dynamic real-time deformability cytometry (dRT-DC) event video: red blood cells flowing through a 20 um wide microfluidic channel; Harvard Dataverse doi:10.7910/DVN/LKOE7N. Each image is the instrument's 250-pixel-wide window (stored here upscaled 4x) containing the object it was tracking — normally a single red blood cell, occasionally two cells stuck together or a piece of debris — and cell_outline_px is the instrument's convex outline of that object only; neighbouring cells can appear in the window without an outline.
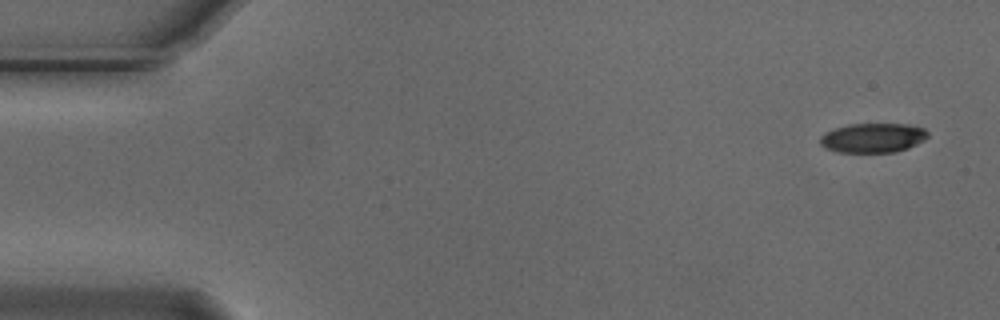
{"species": "Egyptian fruit bat (a non-hibernating species)", "species_latin": "Rousettus aegyptiacus", "temperature_condition": "cold", "stored_images_in_passage": 4, "camera_frame_rate_fps": 3000, "um_per_image_px": 0.085, "animal": {"sex": "male"}, "frame": {"image": 1, "passage_image": 1, "time_ms": 0.0, "image_size_px": [1000, 320], "cell_outline_px": [[928, 136], [924, 140], [908, 148], [896, 152], [836, 152], [824, 148], [820, 144], [820, 136], [824, 132], [848, 124], [908, 124], [924, 128], [928, 132]], "centroid_in_image_um": [74.18, 11.72], "position_along_channel_um": 10.8, "area_um2": 18.61}}
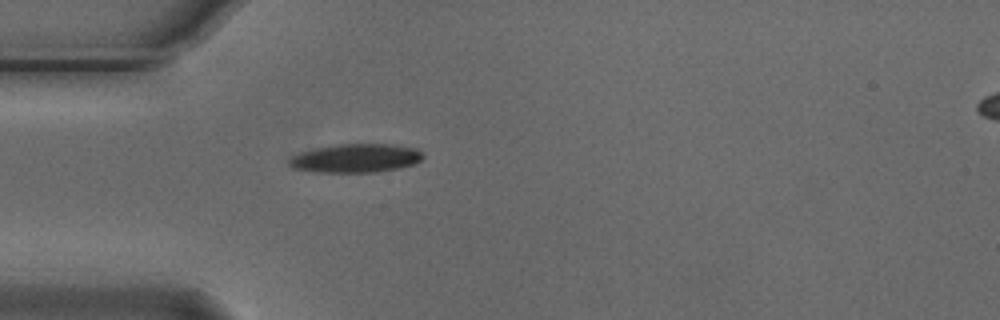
{"frame": {"image": 2, "passage_image": 4, "time_ms": 1.0, "image_size_px": [1000, 320], "cell_outline_px": [[424, 156], [420, 160], [412, 164], [400, 168], [376, 172], [316, 172], [296, 168], [288, 164], [288, 160], [292, 156], [300, 152], [316, 148], [336, 144], [392, 144], [416, 148]], "centroid_in_image_um": [30.24, 13.44], "position_along_channel_um": 54.8, "area_um2": 22.25}}